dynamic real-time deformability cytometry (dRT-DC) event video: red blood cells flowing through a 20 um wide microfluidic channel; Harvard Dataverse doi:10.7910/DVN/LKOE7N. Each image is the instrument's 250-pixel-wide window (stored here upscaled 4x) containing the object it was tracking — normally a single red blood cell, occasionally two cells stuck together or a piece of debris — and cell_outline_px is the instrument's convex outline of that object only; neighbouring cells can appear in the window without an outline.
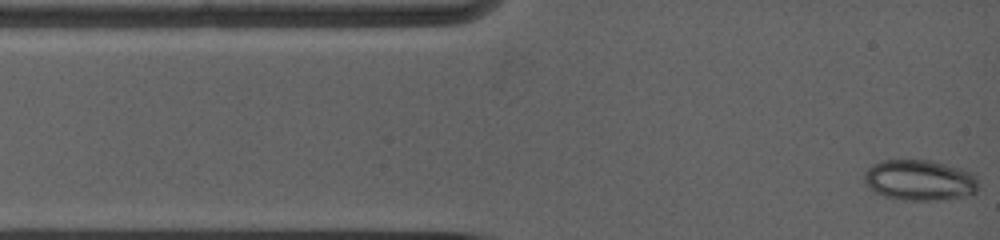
{"species": "common noctule bat (a hibernating species)", "species_latin": "Nyctalus noctula", "temperature_condition": "warm", "stored_images_in_passage": 14, "camera_frame_rate_fps": 5000, "um_per_image_px": 0.085, "animal": {"sex": "female", "body_mass_g": 19.0, "forearm_length_mm": 53.3}, "frame": {"image": 1, "passage_image": 1, "time_ms": 0.0, "image_size_px": [1000, 240], "cell_outline_px": [[976, 192], [944, 200], [904, 200], [884, 196], [876, 192], [864, 184], [864, 172], [872, 164], [884, 160], [932, 160], [964, 168], [972, 172], [976, 176]], "centroid_in_image_um": [78.15, 15.3], "position_along_channel_um": 6.8, "area_um2": 27.22}}
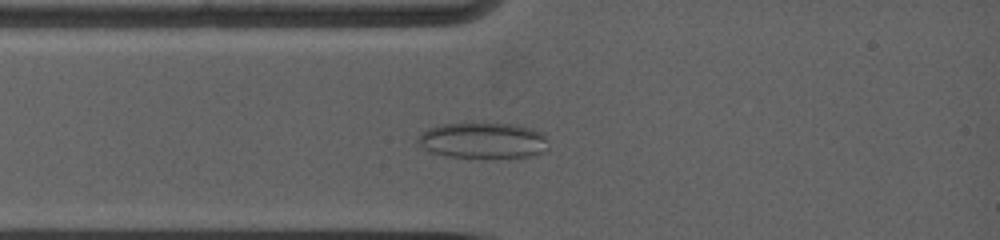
{"frame": {"image": 2, "passage_image": 10, "time_ms": 2.2, "image_size_px": [1000, 240], "cell_outline_px": [[548, 152], [528, 156], [444, 156], [432, 152], [424, 148], [416, 140], [420, 132], [428, 128], [444, 124], [516, 124], [532, 128], [544, 132], [548, 148]], "centroid_in_image_um": [41.09, 11.92], "position_along_channel_um": 43.9, "area_um2": 26.88}}